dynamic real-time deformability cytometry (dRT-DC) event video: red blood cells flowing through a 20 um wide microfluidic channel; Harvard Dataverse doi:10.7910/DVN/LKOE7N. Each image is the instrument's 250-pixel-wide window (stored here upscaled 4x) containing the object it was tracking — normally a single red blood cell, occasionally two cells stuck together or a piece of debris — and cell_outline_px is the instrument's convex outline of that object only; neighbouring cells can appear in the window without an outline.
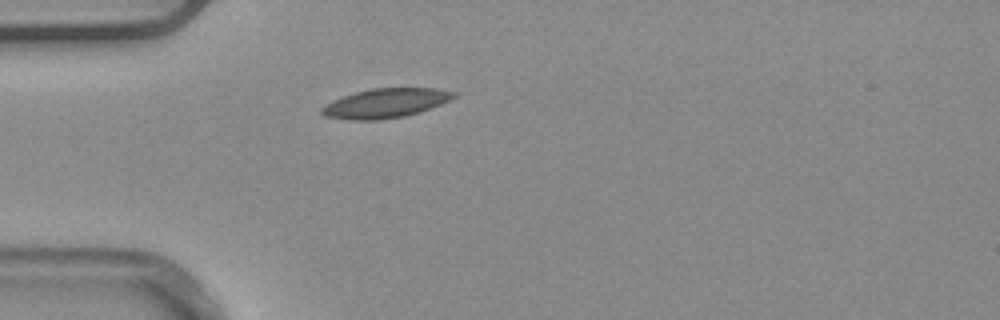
{"species": "common noctule bat (a hibernating species)", "species_latin": "Nyctalus noctula", "temperature_condition": "warm", "stored_images_in_passage": 1, "camera_frame_rate_fps": 3000, "um_per_image_px": 0.085, "animal": {"sex": "male", "body_mass_g": 20.4}, "frame": {"image": 1, "passage_image": 1, "time_ms": 0.0, "image_size_px": [1000, 320], "cell_outline_px": [[456, 96], [440, 104], [420, 112], [404, 116], [376, 120], [352, 120], [324, 116], [320, 112], [320, 108], [332, 100], [356, 92], [372, 88], [436, 88], [456, 92]], "centroid_in_image_um": [32.74, 8.77], "position_along_channel_um": 52.3, "area_um2": 22.43}}